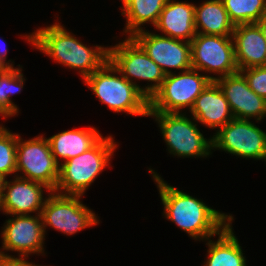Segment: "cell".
I'll return each mask as SVG.
<instances>
[{
    "instance_id": "6da1fadb",
    "label": "cell",
    "mask_w": 266,
    "mask_h": 266,
    "mask_svg": "<svg viewBox=\"0 0 266 266\" xmlns=\"http://www.w3.org/2000/svg\"><path fill=\"white\" fill-rule=\"evenodd\" d=\"M149 172L157 183L164 206L163 215L192 239L207 241L233 221L232 215L219 212L183 190L169 185L153 169L149 168Z\"/></svg>"
},
{
    "instance_id": "7a4b0ae2",
    "label": "cell",
    "mask_w": 266,
    "mask_h": 266,
    "mask_svg": "<svg viewBox=\"0 0 266 266\" xmlns=\"http://www.w3.org/2000/svg\"><path fill=\"white\" fill-rule=\"evenodd\" d=\"M22 37L56 63L79 70L83 80L108 60V47L96 45L90 48L58 22Z\"/></svg>"
},
{
    "instance_id": "3957f363",
    "label": "cell",
    "mask_w": 266,
    "mask_h": 266,
    "mask_svg": "<svg viewBox=\"0 0 266 266\" xmlns=\"http://www.w3.org/2000/svg\"><path fill=\"white\" fill-rule=\"evenodd\" d=\"M84 82L111 111L148 116L149 98L129 82L109 60L86 77Z\"/></svg>"
},
{
    "instance_id": "277c9868",
    "label": "cell",
    "mask_w": 266,
    "mask_h": 266,
    "mask_svg": "<svg viewBox=\"0 0 266 266\" xmlns=\"http://www.w3.org/2000/svg\"><path fill=\"white\" fill-rule=\"evenodd\" d=\"M117 147L112 135L102 137L89 150L60 162L59 178L54 192L83 196L98 175L110 165L109 161Z\"/></svg>"
},
{
    "instance_id": "5b68a950",
    "label": "cell",
    "mask_w": 266,
    "mask_h": 266,
    "mask_svg": "<svg viewBox=\"0 0 266 266\" xmlns=\"http://www.w3.org/2000/svg\"><path fill=\"white\" fill-rule=\"evenodd\" d=\"M148 116L154 117L158 123L170 155L183 158H204L211 155L212 137L208 140L204 137L193 117L190 119L182 112H149Z\"/></svg>"
},
{
    "instance_id": "8992f818",
    "label": "cell",
    "mask_w": 266,
    "mask_h": 266,
    "mask_svg": "<svg viewBox=\"0 0 266 266\" xmlns=\"http://www.w3.org/2000/svg\"><path fill=\"white\" fill-rule=\"evenodd\" d=\"M216 76L201 75L199 70L189 69L178 74H166L161 87L149 98V112L181 113L192 109L196 98Z\"/></svg>"
},
{
    "instance_id": "52a82bcc",
    "label": "cell",
    "mask_w": 266,
    "mask_h": 266,
    "mask_svg": "<svg viewBox=\"0 0 266 266\" xmlns=\"http://www.w3.org/2000/svg\"><path fill=\"white\" fill-rule=\"evenodd\" d=\"M108 60L131 83L137 86L148 98L161 87L165 73L132 38L108 47ZM133 79L146 80L151 84L141 87ZM152 82H154L152 84Z\"/></svg>"
},
{
    "instance_id": "ba28073f",
    "label": "cell",
    "mask_w": 266,
    "mask_h": 266,
    "mask_svg": "<svg viewBox=\"0 0 266 266\" xmlns=\"http://www.w3.org/2000/svg\"><path fill=\"white\" fill-rule=\"evenodd\" d=\"M47 196L40 213L44 232L47 226H51L70 236L99 224L97 215L80 201L81 195H63L52 191Z\"/></svg>"
},
{
    "instance_id": "9c48e42d",
    "label": "cell",
    "mask_w": 266,
    "mask_h": 266,
    "mask_svg": "<svg viewBox=\"0 0 266 266\" xmlns=\"http://www.w3.org/2000/svg\"><path fill=\"white\" fill-rule=\"evenodd\" d=\"M59 164L52 155L50 144L43 135L24 140L18 134L16 172L18 177L45 184L55 191L59 178Z\"/></svg>"
},
{
    "instance_id": "30bf717a",
    "label": "cell",
    "mask_w": 266,
    "mask_h": 266,
    "mask_svg": "<svg viewBox=\"0 0 266 266\" xmlns=\"http://www.w3.org/2000/svg\"><path fill=\"white\" fill-rule=\"evenodd\" d=\"M190 43L193 69L218 74L216 79L239 72L232 36L196 33Z\"/></svg>"
},
{
    "instance_id": "8fae6325",
    "label": "cell",
    "mask_w": 266,
    "mask_h": 266,
    "mask_svg": "<svg viewBox=\"0 0 266 266\" xmlns=\"http://www.w3.org/2000/svg\"><path fill=\"white\" fill-rule=\"evenodd\" d=\"M214 134L212 150L266 162V132L252 121L234 118Z\"/></svg>"
},
{
    "instance_id": "7c38bea8",
    "label": "cell",
    "mask_w": 266,
    "mask_h": 266,
    "mask_svg": "<svg viewBox=\"0 0 266 266\" xmlns=\"http://www.w3.org/2000/svg\"><path fill=\"white\" fill-rule=\"evenodd\" d=\"M132 38L165 74L172 73L170 68L182 72L192 68L190 42L155 34L146 29L136 32Z\"/></svg>"
},
{
    "instance_id": "4fadbf2b",
    "label": "cell",
    "mask_w": 266,
    "mask_h": 266,
    "mask_svg": "<svg viewBox=\"0 0 266 266\" xmlns=\"http://www.w3.org/2000/svg\"><path fill=\"white\" fill-rule=\"evenodd\" d=\"M13 216L2 227V249L19 252V257H29L32 253L44 255L45 232L41 215Z\"/></svg>"
},
{
    "instance_id": "5bb4252c",
    "label": "cell",
    "mask_w": 266,
    "mask_h": 266,
    "mask_svg": "<svg viewBox=\"0 0 266 266\" xmlns=\"http://www.w3.org/2000/svg\"><path fill=\"white\" fill-rule=\"evenodd\" d=\"M215 82L219 85L235 119L250 120L256 122L266 117V99L258 96L250 87L239 71L232 75L218 78Z\"/></svg>"
},
{
    "instance_id": "9a60e30c",
    "label": "cell",
    "mask_w": 266,
    "mask_h": 266,
    "mask_svg": "<svg viewBox=\"0 0 266 266\" xmlns=\"http://www.w3.org/2000/svg\"><path fill=\"white\" fill-rule=\"evenodd\" d=\"M14 180L6 179L1 201V210L7 215H29L32 212L37 214L45 204L47 197H44L43 190L52 192L45 184L14 176ZM44 197V198H43Z\"/></svg>"
},
{
    "instance_id": "2e32d148",
    "label": "cell",
    "mask_w": 266,
    "mask_h": 266,
    "mask_svg": "<svg viewBox=\"0 0 266 266\" xmlns=\"http://www.w3.org/2000/svg\"><path fill=\"white\" fill-rule=\"evenodd\" d=\"M190 113L197 123L218 130L234 119L229 102L215 81L196 98Z\"/></svg>"
},
{
    "instance_id": "e0dca14e",
    "label": "cell",
    "mask_w": 266,
    "mask_h": 266,
    "mask_svg": "<svg viewBox=\"0 0 266 266\" xmlns=\"http://www.w3.org/2000/svg\"><path fill=\"white\" fill-rule=\"evenodd\" d=\"M235 60L240 70L266 66V41L256 24H239L232 33Z\"/></svg>"
},
{
    "instance_id": "ac0fdd59",
    "label": "cell",
    "mask_w": 266,
    "mask_h": 266,
    "mask_svg": "<svg viewBox=\"0 0 266 266\" xmlns=\"http://www.w3.org/2000/svg\"><path fill=\"white\" fill-rule=\"evenodd\" d=\"M195 4L167 0L154 26L162 35L187 42L196 36Z\"/></svg>"
},
{
    "instance_id": "d6986e66",
    "label": "cell",
    "mask_w": 266,
    "mask_h": 266,
    "mask_svg": "<svg viewBox=\"0 0 266 266\" xmlns=\"http://www.w3.org/2000/svg\"><path fill=\"white\" fill-rule=\"evenodd\" d=\"M103 135L94 127L71 129L59 132L48 139L52 155L60 165L59 157L63 162L74 158L93 147Z\"/></svg>"
},
{
    "instance_id": "ffe728a7",
    "label": "cell",
    "mask_w": 266,
    "mask_h": 266,
    "mask_svg": "<svg viewBox=\"0 0 266 266\" xmlns=\"http://www.w3.org/2000/svg\"><path fill=\"white\" fill-rule=\"evenodd\" d=\"M217 236V241L209 238L206 243L208 257L203 266H247L242 247L233 233L232 221Z\"/></svg>"
},
{
    "instance_id": "44dd1931",
    "label": "cell",
    "mask_w": 266,
    "mask_h": 266,
    "mask_svg": "<svg viewBox=\"0 0 266 266\" xmlns=\"http://www.w3.org/2000/svg\"><path fill=\"white\" fill-rule=\"evenodd\" d=\"M195 30L198 34L232 36L235 25L230 21L222 0L195 4Z\"/></svg>"
},
{
    "instance_id": "7402d4cb",
    "label": "cell",
    "mask_w": 266,
    "mask_h": 266,
    "mask_svg": "<svg viewBox=\"0 0 266 266\" xmlns=\"http://www.w3.org/2000/svg\"><path fill=\"white\" fill-rule=\"evenodd\" d=\"M123 4L122 13L126 18L123 32L132 37L136 32L142 31L145 23L156 25L161 11L167 0H120Z\"/></svg>"
},
{
    "instance_id": "603a6c76",
    "label": "cell",
    "mask_w": 266,
    "mask_h": 266,
    "mask_svg": "<svg viewBox=\"0 0 266 266\" xmlns=\"http://www.w3.org/2000/svg\"><path fill=\"white\" fill-rule=\"evenodd\" d=\"M24 75L22 66L20 68H8L0 76V116L3 119L17 115L18 106L12 102L11 95L21 93L24 87Z\"/></svg>"
},
{
    "instance_id": "cb8c5ba5",
    "label": "cell",
    "mask_w": 266,
    "mask_h": 266,
    "mask_svg": "<svg viewBox=\"0 0 266 266\" xmlns=\"http://www.w3.org/2000/svg\"><path fill=\"white\" fill-rule=\"evenodd\" d=\"M230 21L239 24H253L266 15V0H222Z\"/></svg>"
},
{
    "instance_id": "d4e9b609",
    "label": "cell",
    "mask_w": 266,
    "mask_h": 266,
    "mask_svg": "<svg viewBox=\"0 0 266 266\" xmlns=\"http://www.w3.org/2000/svg\"><path fill=\"white\" fill-rule=\"evenodd\" d=\"M18 134L0 124V173L7 177L16 173V148Z\"/></svg>"
},
{
    "instance_id": "484cf974",
    "label": "cell",
    "mask_w": 266,
    "mask_h": 266,
    "mask_svg": "<svg viewBox=\"0 0 266 266\" xmlns=\"http://www.w3.org/2000/svg\"><path fill=\"white\" fill-rule=\"evenodd\" d=\"M246 78L249 87L266 99V66H257L240 70Z\"/></svg>"
},
{
    "instance_id": "4316f807",
    "label": "cell",
    "mask_w": 266,
    "mask_h": 266,
    "mask_svg": "<svg viewBox=\"0 0 266 266\" xmlns=\"http://www.w3.org/2000/svg\"><path fill=\"white\" fill-rule=\"evenodd\" d=\"M26 258L27 257H14L0 250V266H40L27 261Z\"/></svg>"
},
{
    "instance_id": "83f0119b",
    "label": "cell",
    "mask_w": 266,
    "mask_h": 266,
    "mask_svg": "<svg viewBox=\"0 0 266 266\" xmlns=\"http://www.w3.org/2000/svg\"><path fill=\"white\" fill-rule=\"evenodd\" d=\"M7 52H8L7 49L6 48L4 49V47L3 49L0 50V65L5 66L7 68H14V65L12 64L13 62L11 60H8V61L6 60Z\"/></svg>"
},
{
    "instance_id": "f1b7e54d",
    "label": "cell",
    "mask_w": 266,
    "mask_h": 266,
    "mask_svg": "<svg viewBox=\"0 0 266 266\" xmlns=\"http://www.w3.org/2000/svg\"><path fill=\"white\" fill-rule=\"evenodd\" d=\"M256 24L260 27L262 34L264 36V39L266 41V15Z\"/></svg>"
},
{
    "instance_id": "f546056e",
    "label": "cell",
    "mask_w": 266,
    "mask_h": 266,
    "mask_svg": "<svg viewBox=\"0 0 266 266\" xmlns=\"http://www.w3.org/2000/svg\"><path fill=\"white\" fill-rule=\"evenodd\" d=\"M5 182H6V177L0 173V199L2 197Z\"/></svg>"
},
{
    "instance_id": "4dcf8cb0",
    "label": "cell",
    "mask_w": 266,
    "mask_h": 266,
    "mask_svg": "<svg viewBox=\"0 0 266 266\" xmlns=\"http://www.w3.org/2000/svg\"><path fill=\"white\" fill-rule=\"evenodd\" d=\"M8 68L0 65V76L7 70Z\"/></svg>"
}]
</instances>
